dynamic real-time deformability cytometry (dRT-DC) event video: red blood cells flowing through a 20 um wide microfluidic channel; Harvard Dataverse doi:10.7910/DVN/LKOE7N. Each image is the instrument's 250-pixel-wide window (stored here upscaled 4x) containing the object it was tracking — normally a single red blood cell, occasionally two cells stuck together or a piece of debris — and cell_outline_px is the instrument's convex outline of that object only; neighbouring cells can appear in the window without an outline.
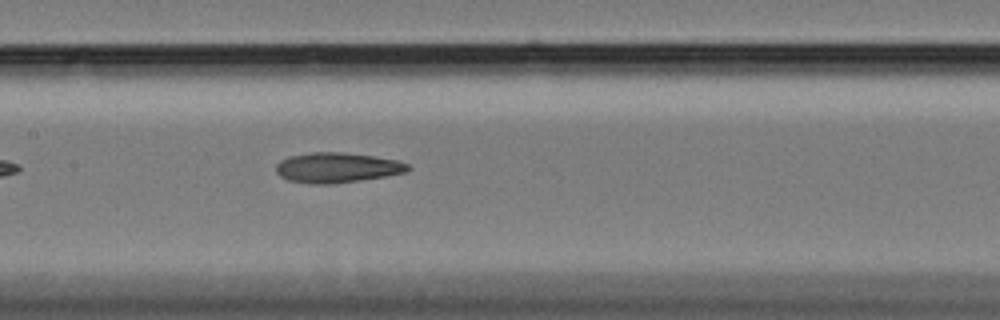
{"species": "Egyptian fruit bat (a non-hibernating species)", "species_latin": "Rousettus aegyptiacus", "temperature_condition": "cold", "stored_images_in_passage": 14, "camera_frame_rate_fps": 3000, "um_per_image_px": 0.085, "animal": {"sex": "female"}, "frame": {"image": 1, "passage_image": 10, "time_ms": 3.0, "image_size_px": [1000, 320], "cell_outline_px": [[412, 168], [408, 172], [360, 180], [332, 184], [308, 184], [288, 180], [280, 176], [276, 172], [276, 164], [280, 160], [288, 156], [312, 152], [344, 152], [400, 160], [408, 164]], "centroid_in_image_um": [28.65, 14.25], "position_along_channel_um": 178.8, "area_um2": 23.35}}